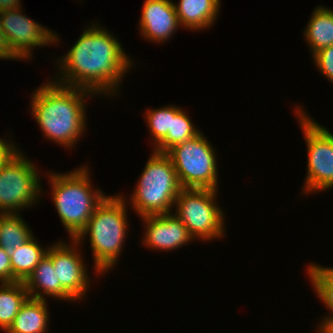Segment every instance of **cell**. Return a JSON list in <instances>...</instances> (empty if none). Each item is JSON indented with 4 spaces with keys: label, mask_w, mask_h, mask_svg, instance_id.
<instances>
[{
    "label": "cell",
    "mask_w": 333,
    "mask_h": 333,
    "mask_svg": "<svg viewBox=\"0 0 333 333\" xmlns=\"http://www.w3.org/2000/svg\"><path fill=\"white\" fill-rule=\"evenodd\" d=\"M0 59H17L11 52L8 46L7 39L1 27L0 21Z\"/></svg>",
    "instance_id": "cell-27"
},
{
    "label": "cell",
    "mask_w": 333,
    "mask_h": 333,
    "mask_svg": "<svg viewBox=\"0 0 333 333\" xmlns=\"http://www.w3.org/2000/svg\"><path fill=\"white\" fill-rule=\"evenodd\" d=\"M84 31L58 61L62 74H58L61 77L55 82L87 89L95 95L113 96L118 93L122 78L133 63L120 42L100 24L95 23Z\"/></svg>",
    "instance_id": "cell-1"
},
{
    "label": "cell",
    "mask_w": 333,
    "mask_h": 333,
    "mask_svg": "<svg viewBox=\"0 0 333 333\" xmlns=\"http://www.w3.org/2000/svg\"><path fill=\"white\" fill-rule=\"evenodd\" d=\"M5 213L0 212V223H1V217L4 215Z\"/></svg>",
    "instance_id": "cell-30"
},
{
    "label": "cell",
    "mask_w": 333,
    "mask_h": 333,
    "mask_svg": "<svg viewBox=\"0 0 333 333\" xmlns=\"http://www.w3.org/2000/svg\"><path fill=\"white\" fill-rule=\"evenodd\" d=\"M87 95V96H86ZM93 92L49 81L31 94V111L46 138L72 148L85 130V99Z\"/></svg>",
    "instance_id": "cell-2"
},
{
    "label": "cell",
    "mask_w": 333,
    "mask_h": 333,
    "mask_svg": "<svg viewBox=\"0 0 333 333\" xmlns=\"http://www.w3.org/2000/svg\"><path fill=\"white\" fill-rule=\"evenodd\" d=\"M21 0H0V12L21 9Z\"/></svg>",
    "instance_id": "cell-28"
},
{
    "label": "cell",
    "mask_w": 333,
    "mask_h": 333,
    "mask_svg": "<svg viewBox=\"0 0 333 333\" xmlns=\"http://www.w3.org/2000/svg\"><path fill=\"white\" fill-rule=\"evenodd\" d=\"M217 192L213 189L183 188L175 200V215L195 240L209 241L224 236V212L216 204Z\"/></svg>",
    "instance_id": "cell-8"
},
{
    "label": "cell",
    "mask_w": 333,
    "mask_h": 333,
    "mask_svg": "<svg viewBox=\"0 0 333 333\" xmlns=\"http://www.w3.org/2000/svg\"><path fill=\"white\" fill-rule=\"evenodd\" d=\"M23 283L30 298L45 300V296L48 295L60 300L75 301L61 286V283H57L56 270L53 267L52 260L47 255L38 263Z\"/></svg>",
    "instance_id": "cell-14"
},
{
    "label": "cell",
    "mask_w": 333,
    "mask_h": 333,
    "mask_svg": "<svg viewBox=\"0 0 333 333\" xmlns=\"http://www.w3.org/2000/svg\"><path fill=\"white\" fill-rule=\"evenodd\" d=\"M307 271L317 297L331 311V316L323 317V319H333V267L327 268L311 263Z\"/></svg>",
    "instance_id": "cell-22"
},
{
    "label": "cell",
    "mask_w": 333,
    "mask_h": 333,
    "mask_svg": "<svg viewBox=\"0 0 333 333\" xmlns=\"http://www.w3.org/2000/svg\"><path fill=\"white\" fill-rule=\"evenodd\" d=\"M320 323V328H318L322 333H333V319H322Z\"/></svg>",
    "instance_id": "cell-29"
},
{
    "label": "cell",
    "mask_w": 333,
    "mask_h": 333,
    "mask_svg": "<svg viewBox=\"0 0 333 333\" xmlns=\"http://www.w3.org/2000/svg\"><path fill=\"white\" fill-rule=\"evenodd\" d=\"M126 205V199L120 194L105 196L96 206L84 230L76 238L80 245L87 235L90 236L96 274L105 273L113 268L122 253L125 234L129 227Z\"/></svg>",
    "instance_id": "cell-3"
},
{
    "label": "cell",
    "mask_w": 333,
    "mask_h": 333,
    "mask_svg": "<svg viewBox=\"0 0 333 333\" xmlns=\"http://www.w3.org/2000/svg\"><path fill=\"white\" fill-rule=\"evenodd\" d=\"M139 25L140 34L148 41L166 42L180 27L174 2L145 0Z\"/></svg>",
    "instance_id": "cell-13"
},
{
    "label": "cell",
    "mask_w": 333,
    "mask_h": 333,
    "mask_svg": "<svg viewBox=\"0 0 333 333\" xmlns=\"http://www.w3.org/2000/svg\"><path fill=\"white\" fill-rule=\"evenodd\" d=\"M304 30L306 42L314 55L320 49L333 45V10L317 6Z\"/></svg>",
    "instance_id": "cell-17"
},
{
    "label": "cell",
    "mask_w": 333,
    "mask_h": 333,
    "mask_svg": "<svg viewBox=\"0 0 333 333\" xmlns=\"http://www.w3.org/2000/svg\"><path fill=\"white\" fill-rule=\"evenodd\" d=\"M30 230L19 213L4 214L0 223V247L11 257L16 248L21 247L33 236Z\"/></svg>",
    "instance_id": "cell-20"
},
{
    "label": "cell",
    "mask_w": 333,
    "mask_h": 333,
    "mask_svg": "<svg viewBox=\"0 0 333 333\" xmlns=\"http://www.w3.org/2000/svg\"><path fill=\"white\" fill-rule=\"evenodd\" d=\"M19 151L0 165V212L5 214L34 205L41 195L39 170Z\"/></svg>",
    "instance_id": "cell-7"
},
{
    "label": "cell",
    "mask_w": 333,
    "mask_h": 333,
    "mask_svg": "<svg viewBox=\"0 0 333 333\" xmlns=\"http://www.w3.org/2000/svg\"><path fill=\"white\" fill-rule=\"evenodd\" d=\"M146 123L156 147L170 132L171 117H174V105L158 109H148L145 113Z\"/></svg>",
    "instance_id": "cell-23"
},
{
    "label": "cell",
    "mask_w": 333,
    "mask_h": 333,
    "mask_svg": "<svg viewBox=\"0 0 333 333\" xmlns=\"http://www.w3.org/2000/svg\"><path fill=\"white\" fill-rule=\"evenodd\" d=\"M88 166H81L72 172L49 173L53 203L70 239H76L86 227L96 206L105 194L93 189Z\"/></svg>",
    "instance_id": "cell-4"
},
{
    "label": "cell",
    "mask_w": 333,
    "mask_h": 333,
    "mask_svg": "<svg viewBox=\"0 0 333 333\" xmlns=\"http://www.w3.org/2000/svg\"><path fill=\"white\" fill-rule=\"evenodd\" d=\"M166 153L172 160L182 188L217 190L218 172L214 147L202 133L174 145Z\"/></svg>",
    "instance_id": "cell-6"
},
{
    "label": "cell",
    "mask_w": 333,
    "mask_h": 333,
    "mask_svg": "<svg viewBox=\"0 0 333 333\" xmlns=\"http://www.w3.org/2000/svg\"><path fill=\"white\" fill-rule=\"evenodd\" d=\"M0 284V327L6 332L29 294L23 282Z\"/></svg>",
    "instance_id": "cell-19"
},
{
    "label": "cell",
    "mask_w": 333,
    "mask_h": 333,
    "mask_svg": "<svg viewBox=\"0 0 333 333\" xmlns=\"http://www.w3.org/2000/svg\"><path fill=\"white\" fill-rule=\"evenodd\" d=\"M152 152L130 196V204L139 217L171 213L183 189L168 154L155 150Z\"/></svg>",
    "instance_id": "cell-5"
},
{
    "label": "cell",
    "mask_w": 333,
    "mask_h": 333,
    "mask_svg": "<svg viewBox=\"0 0 333 333\" xmlns=\"http://www.w3.org/2000/svg\"><path fill=\"white\" fill-rule=\"evenodd\" d=\"M174 3L180 26L202 30L213 26L220 11V0H179Z\"/></svg>",
    "instance_id": "cell-15"
},
{
    "label": "cell",
    "mask_w": 333,
    "mask_h": 333,
    "mask_svg": "<svg viewBox=\"0 0 333 333\" xmlns=\"http://www.w3.org/2000/svg\"><path fill=\"white\" fill-rule=\"evenodd\" d=\"M46 299L28 298L6 333H46L49 311Z\"/></svg>",
    "instance_id": "cell-16"
},
{
    "label": "cell",
    "mask_w": 333,
    "mask_h": 333,
    "mask_svg": "<svg viewBox=\"0 0 333 333\" xmlns=\"http://www.w3.org/2000/svg\"><path fill=\"white\" fill-rule=\"evenodd\" d=\"M300 126L307 146V174L303 190L305 193L333 188V134L313 121L297 106ZM302 109V110H300Z\"/></svg>",
    "instance_id": "cell-9"
},
{
    "label": "cell",
    "mask_w": 333,
    "mask_h": 333,
    "mask_svg": "<svg viewBox=\"0 0 333 333\" xmlns=\"http://www.w3.org/2000/svg\"><path fill=\"white\" fill-rule=\"evenodd\" d=\"M10 257L12 282H24L38 263L46 256L48 248H43L34 235Z\"/></svg>",
    "instance_id": "cell-18"
},
{
    "label": "cell",
    "mask_w": 333,
    "mask_h": 333,
    "mask_svg": "<svg viewBox=\"0 0 333 333\" xmlns=\"http://www.w3.org/2000/svg\"><path fill=\"white\" fill-rule=\"evenodd\" d=\"M71 241L75 245L62 243V241L50 245L46 255L52 260L56 270L57 283H61V286L75 300H81L86 295L90 279L84 266V260L77 250L79 248L77 247L78 242L76 239H71Z\"/></svg>",
    "instance_id": "cell-11"
},
{
    "label": "cell",
    "mask_w": 333,
    "mask_h": 333,
    "mask_svg": "<svg viewBox=\"0 0 333 333\" xmlns=\"http://www.w3.org/2000/svg\"><path fill=\"white\" fill-rule=\"evenodd\" d=\"M312 58L318 70L333 83V45L320 49Z\"/></svg>",
    "instance_id": "cell-24"
},
{
    "label": "cell",
    "mask_w": 333,
    "mask_h": 333,
    "mask_svg": "<svg viewBox=\"0 0 333 333\" xmlns=\"http://www.w3.org/2000/svg\"><path fill=\"white\" fill-rule=\"evenodd\" d=\"M199 133L201 132L193 125L187 113L175 105L174 117H171L170 132L154 147V150L166 153L174 145L190 140Z\"/></svg>",
    "instance_id": "cell-21"
},
{
    "label": "cell",
    "mask_w": 333,
    "mask_h": 333,
    "mask_svg": "<svg viewBox=\"0 0 333 333\" xmlns=\"http://www.w3.org/2000/svg\"><path fill=\"white\" fill-rule=\"evenodd\" d=\"M12 282V267L9 255L0 247V283Z\"/></svg>",
    "instance_id": "cell-25"
},
{
    "label": "cell",
    "mask_w": 333,
    "mask_h": 333,
    "mask_svg": "<svg viewBox=\"0 0 333 333\" xmlns=\"http://www.w3.org/2000/svg\"><path fill=\"white\" fill-rule=\"evenodd\" d=\"M141 219L146 225L143 245L152 250L170 251L194 240L175 213L143 216Z\"/></svg>",
    "instance_id": "cell-12"
},
{
    "label": "cell",
    "mask_w": 333,
    "mask_h": 333,
    "mask_svg": "<svg viewBox=\"0 0 333 333\" xmlns=\"http://www.w3.org/2000/svg\"><path fill=\"white\" fill-rule=\"evenodd\" d=\"M22 9L0 12L1 27L8 42L10 52L17 60H27L31 50L49 44H58V38L47 27L22 14Z\"/></svg>",
    "instance_id": "cell-10"
},
{
    "label": "cell",
    "mask_w": 333,
    "mask_h": 333,
    "mask_svg": "<svg viewBox=\"0 0 333 333\" xmlns=\"http://www.w3.org/2000/svg\"><path fill=\"white\" fill-rule=\"evenodd\" d=\"M0 138V165L9 158L17 149L14 142L5 141ZM14 144V145H13Z\"/></svg>",
    "instance_id": "cell-26"
}]
</instances>
